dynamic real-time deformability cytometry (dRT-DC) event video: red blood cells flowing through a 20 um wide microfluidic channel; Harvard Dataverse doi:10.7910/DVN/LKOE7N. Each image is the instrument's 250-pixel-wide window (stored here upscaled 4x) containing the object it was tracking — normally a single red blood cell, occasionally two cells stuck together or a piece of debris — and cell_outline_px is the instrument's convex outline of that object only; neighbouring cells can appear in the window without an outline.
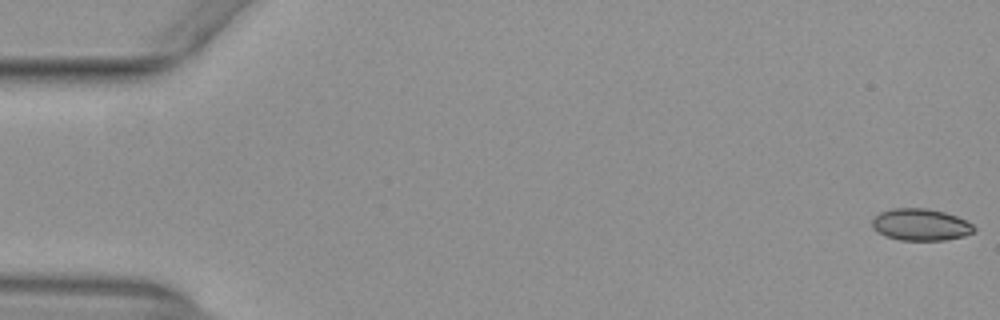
{"species": "common noctule bat (a hibernating species)", "species_latin": "Nyctalus noctula", "temperature_condition": "warm", "stored_images_in_passage": 53, "camera_frame_rate_fps": 3000, "um_per_image_px": 0.085, "animal": {"sex": "female", "body_mass_g": 29.2, "forearm_length_mm": 56.3}, "frame": {"image": 1, "passage_image": 1, "time_ms": 0.0, "image_size_px": [1000, 320], "cell_outline_px": [[976, 232], [964, 236], [944, 240], [900, 240], [884, 236], [876, 232], [872, 228], [872, 220], [880, 212], [892, 208], [928, 208], [944, 212], [956, 216], [972, 224], [976, 228]], "centroid_in_image_um": [78.24, 19.1], "position_along_channel_um": 6.8, "area_um2": 19.07}}
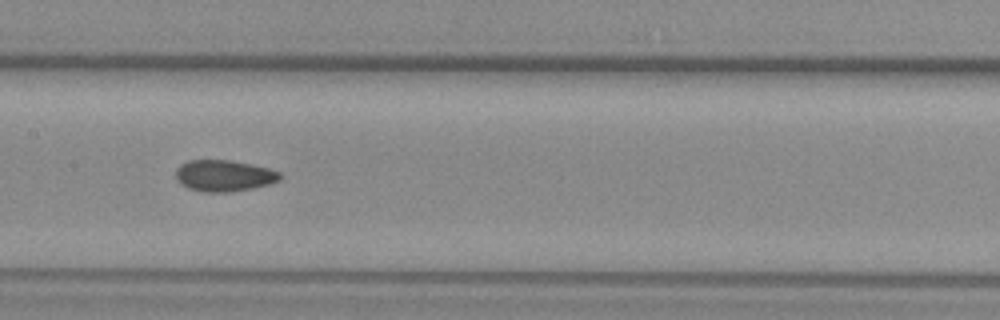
{"frame": {"image": 2, "passage_image": 27, "time_ms": 8.667, "image_size_px": [1000, 320], "cell_outline_px": [[280, 180], [268, 184], [252, 188], [228, 192], [204, 192], [188, 188], [180, 184], [176, 180], [176, 168], [180, 164], [188, 160], [232, 160], [268, 168], [280, 172]], "centroid_in_image_um": [19.0, 14.93], "position_along_channel_um": 188.4, "area_um2": 19.07}}
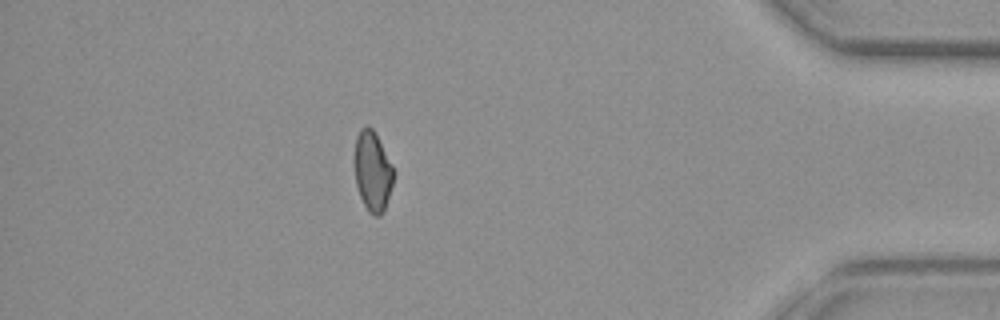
{"frame": {"image": 3, "passage_image": 47, "time_ms": 15.333, "image_size_px": [1000, 320], "cell_outline_px": [[396, 172], [384, 212], [380, 216], [372, 216], [368, 212], [360, 196], [356, 184], [352, 160], [356, 136], [360, 128], [368, 124], [376, 132]], "centroid_in_image_um": [31.65, 14.52], "position_along_channel_um": 403.5, "area_um2": 19.02}, "authors_computed_cell_mechanics": {"area_um2": 19.074, "velocity_mm_per_s": 3.9368, "shape_relaxation_time_tau1_ms": 6.9709, "shape_relaxation_time_tau2_ms": 2.1082, "deformation_change_tau1": 0.1086, "deformation_change_tau2": 0.06}}